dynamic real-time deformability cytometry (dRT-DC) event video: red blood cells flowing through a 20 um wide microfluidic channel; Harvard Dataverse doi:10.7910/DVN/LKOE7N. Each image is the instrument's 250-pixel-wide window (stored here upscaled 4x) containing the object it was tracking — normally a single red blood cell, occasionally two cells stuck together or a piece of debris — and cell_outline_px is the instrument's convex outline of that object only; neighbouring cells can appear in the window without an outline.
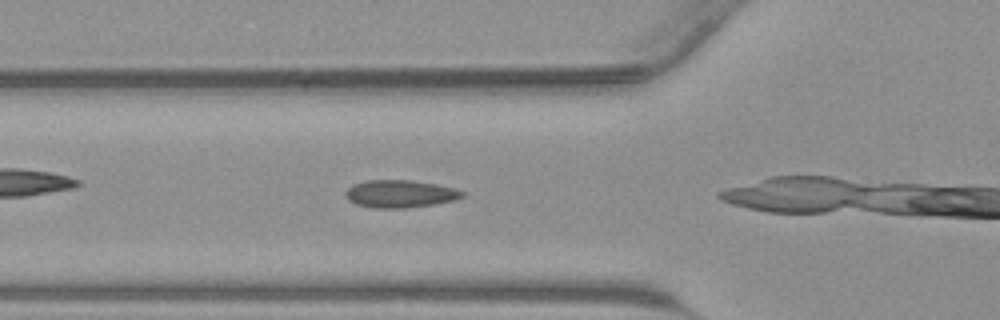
{"species": "common noctule bat (a hibernating species)", "species_latin": "Nyctalus noctula", "temperature_condition": "warm", "stored_images_in_passage": 6, "camera_frame_rate_fps": 3000, "um_per_image_px": 0.085, "animal": {"sex": "male", "body_mass_g": 23.1, "forearm_length_mm": 52.7}, "frame": {"image": 1, "passage_image": 2, "time_ms": 0.333, "image_size_px": [1000, 320], "cell_outline_px": [[464, 196], [456, 200], [436, 204], [404, 208], [372, 208], [356, 204], [348, 200], [344, 196], [344, 192], [352, 184], [364, 180], [412, 180], [436, 184], [456, 188], [464, 192]], "centroid_in_image_um": [33.99, 16.47], "position_along_channel_um": 91.8, "area_um2": 19.07}}